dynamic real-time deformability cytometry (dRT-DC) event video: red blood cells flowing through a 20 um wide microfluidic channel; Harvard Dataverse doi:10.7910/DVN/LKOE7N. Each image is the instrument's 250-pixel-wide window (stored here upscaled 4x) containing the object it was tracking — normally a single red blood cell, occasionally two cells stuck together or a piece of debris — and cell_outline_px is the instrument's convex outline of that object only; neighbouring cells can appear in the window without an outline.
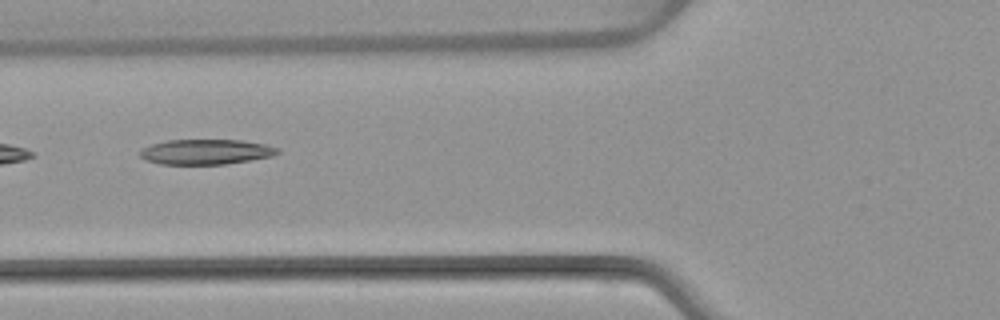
{"species": "common noctule bat (a hibernating species)", "species_latin": "Nyctalus noctula", "temperature_condition": "warm", "stored_images_in_passage": 3, "camera_frame_rate_fps": 3000, "um_per_image_px": 0.085, "animal": {"sex": "female", "body_mass_g": 22.7, "forearm_length_mm": 54.2}, "frame": {"image": 1, "passage_image": 3, "time_ms": 2.333, "image_size_px": [1000, 320], "cell_outline_px": [[280, 152], [272, 156], [224, 164], [160, 164], [144, 160], [140, 156], [140, 148], [152, 144], [168, 140], [244, 140], [264, 144], [280, 148]], "centroid_in_image_um": [17.48, 12.9], "position_along_channel_um": 108.3, "area_um2": 20.17}}